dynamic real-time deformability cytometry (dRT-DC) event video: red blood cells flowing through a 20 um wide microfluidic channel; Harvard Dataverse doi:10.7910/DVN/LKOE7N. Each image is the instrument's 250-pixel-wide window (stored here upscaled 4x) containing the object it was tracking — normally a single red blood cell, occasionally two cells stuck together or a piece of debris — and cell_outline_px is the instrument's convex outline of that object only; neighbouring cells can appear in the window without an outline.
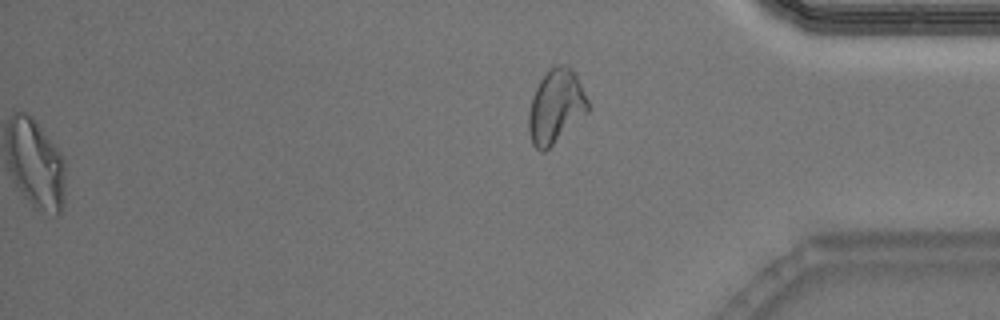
{"species": "Egyptian fruit bat (a non-hibernating species)", "species_latin": "Rousettus aegyptiacus", "temperature_condition": "warm", "stored_images_in_passage": 51, "segment_of_instrument_passage": [2, 2], "camera_frame_rate_fps": 3000, "um_per_image_px": 0.085, "animal": {"sex": "male"}, "frame": {"image": 1, "passage_image": 51, "time_ms": 16.667, "image_size_px": [1000, 320], "cell_outline_px": [[588, 112], [544, 152], [540, 152], [532, 144], [528, 132], [528, 112], [532, 96], [540, 80], [552, 68], [560, 64], [568, 64], [576, 72], [588, 100]], "centroid_in_image_um": [47.24, 9.05], "position_along_channel_um": 388.0, "area_um2": 25.49}}